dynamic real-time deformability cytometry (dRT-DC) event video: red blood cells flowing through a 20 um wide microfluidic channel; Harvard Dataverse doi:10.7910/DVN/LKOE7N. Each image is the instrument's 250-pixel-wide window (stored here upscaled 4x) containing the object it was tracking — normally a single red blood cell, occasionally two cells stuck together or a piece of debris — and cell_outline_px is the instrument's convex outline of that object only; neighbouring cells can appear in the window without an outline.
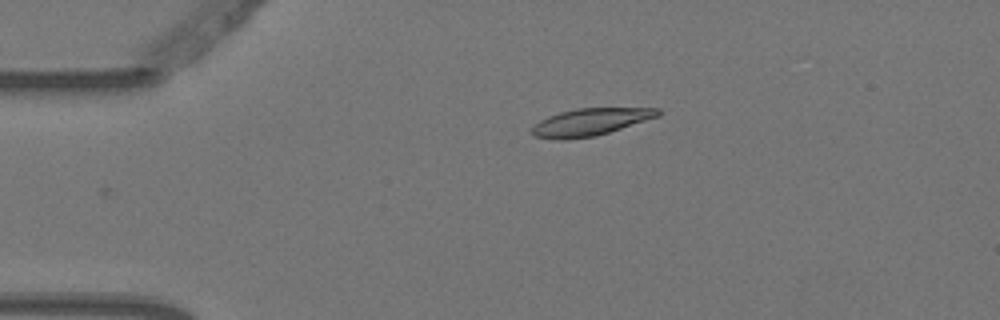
{"species": "Egyptian fruit bat (a non-hibernating species)", "species_latin": "Rousettus aegyptiacus", "temperature_condition": "warm", "stored_images_in_passage": 2, "camera_frame_rate_fps": 3000, "um_per_image_px": 0.085, "animal": {"sex": "female"}, "frame": {"image": 1, "passage_image": 1, "time_ms": 0.0, "image_size_px": [1000, 320], "cell_outline_px": [[664, 112], [660, 116], [596, 136], [568, 140], [556, 140], [532, 136], [528, 132], [540, 120], [548, 116], [560, 112], [576, 108], [660, 108]], "centroid_in_image_um": [50.17, 10.38], "position_along_channel_um": 34.8, "area_um2": 20.35}}